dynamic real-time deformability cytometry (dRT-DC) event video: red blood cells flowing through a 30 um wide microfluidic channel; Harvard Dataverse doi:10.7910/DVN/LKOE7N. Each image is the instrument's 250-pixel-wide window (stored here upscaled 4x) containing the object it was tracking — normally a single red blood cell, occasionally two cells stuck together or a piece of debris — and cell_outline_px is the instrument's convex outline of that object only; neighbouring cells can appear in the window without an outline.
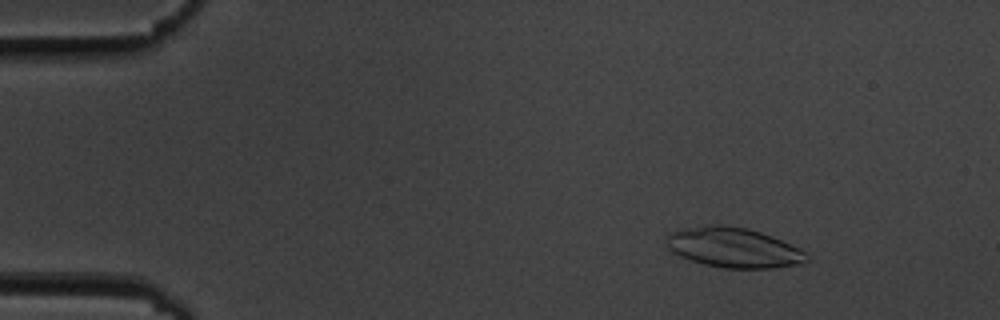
{"species": "common noctule bat (a hibernating species)", "species_latin": "Nyctalus noctula", "temperature_condition": "cold", "stored_images_in_passage": 53, "camera_frame_rate_fps": 3000, "um_per_image_px": 0.085, "animal": {"sex": "male", "body_mass_g": 19.5, "forearm_length_mm": 54.6}, "frame": {"image": 1, "passage_image": 5, "time_ms": 1.333, "image_size_px": [1000, 320], "cell_outline_px": [[808, 260], [804, 264], [772, 268], [724, 268], [704, 264], [680, 256], [672, 252], [668, 248], [668, 236], [672, 232], [688, 228], [708, 224], [720, 224], [748, 228], [772, 236], [800, 248], [808, 256]], "centroid_in_image_um": [62.4, 21.05], "position_along_channel_um": 22.6, "area_um2": 32.54}}
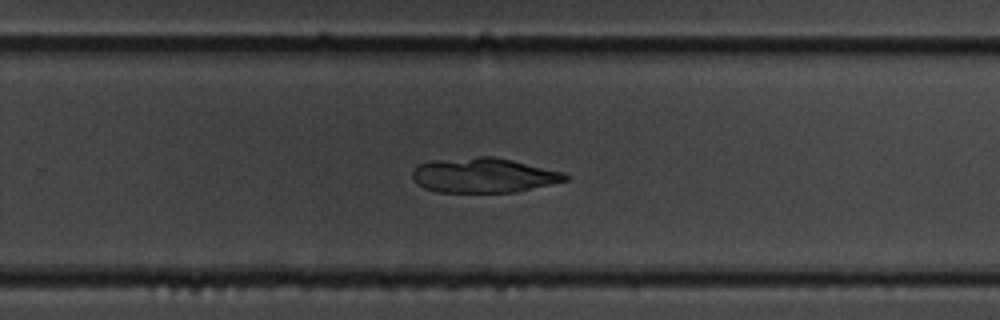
{"frame": {"image": 2, "passage_image": 34, "time_ms": 11.0, "image_size_px": [1000, 320], "cell_outline_px": [[572, 176], [568, 180], [516, 192], [436, 192], [424, 188], [412, 176], [412, 172], [420, 164], [432, 160], [476, 156], [492, 156], [512, 160], [564, 172]], "centroid_in_image_um": [41.14, 14.89], "position_along_channel_um": 288.7, "area_um2": 30.98}}
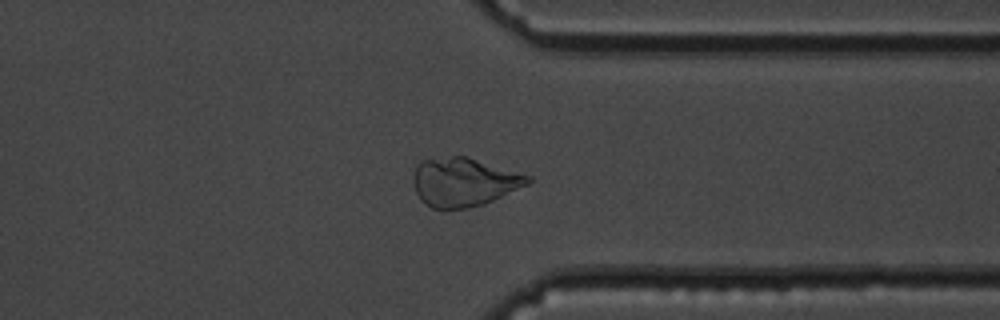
{"frame": {"image": 3, "passage_image": 41, "time_ms": 13.333, "image_size_px": [1000, 320], "cell_outline_px": [[532, 180], [528, 184], [484, 204], [468, 208], [432, 208], [420, 200], [416, 192], [412, 180], [416, 164], [420, 160], [452, 156], [468, 156], [532, 176]], "centroid_in_image_um": [39.41, 15.45], "position_along_channel_um": 372.0, "area_um2": 32.6}}